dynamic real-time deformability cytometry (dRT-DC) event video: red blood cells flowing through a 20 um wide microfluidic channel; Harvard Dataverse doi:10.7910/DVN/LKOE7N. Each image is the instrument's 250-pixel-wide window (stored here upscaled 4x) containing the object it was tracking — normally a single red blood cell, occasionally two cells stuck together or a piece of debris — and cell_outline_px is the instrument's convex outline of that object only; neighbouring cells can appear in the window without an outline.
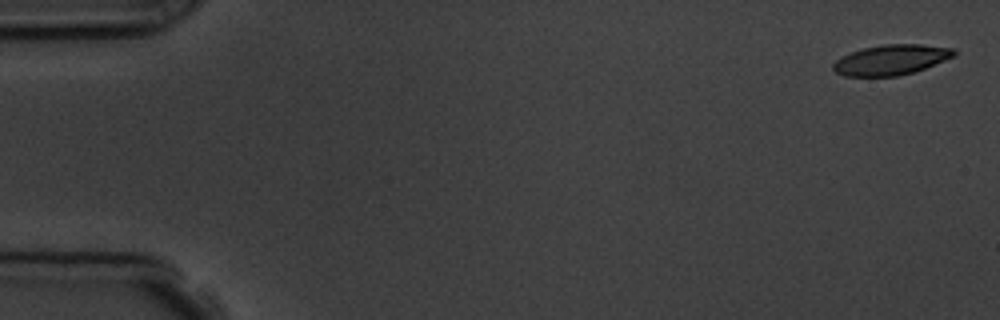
{"species": "common noctule bat (a hibernating species)", "species_latin": "Nyctalus noctula", "temperature_condition": "room temperature", "stored_images_in_passage": 4, "segment_of_instrument_passage": [2, 2], "camera_frame_rate_fps": 3000, "um_per_image_px": 0.085, "animal": {"sex": "male", "body_mass_g": 19.5, "forearm_length_mm": 54.6}, "frame": {"image": 1, "passage_image": 4, "time_ms": 3.333, "image_size_px": [1000, 320], "cell_outline_px": [[956, 56], [924, 68], [912, 72], [896, 76], [844, 76], [836, 72], [832, 68], [832, 64], [836, 60], [852, 52], [864, 48], [884, 44], [920, 44], [952, 48], [956, 52]], "centroid_in_image_um": [75.75, 5.08], "position_along_channel_um": 9.3, "area_um2": 21.04}}